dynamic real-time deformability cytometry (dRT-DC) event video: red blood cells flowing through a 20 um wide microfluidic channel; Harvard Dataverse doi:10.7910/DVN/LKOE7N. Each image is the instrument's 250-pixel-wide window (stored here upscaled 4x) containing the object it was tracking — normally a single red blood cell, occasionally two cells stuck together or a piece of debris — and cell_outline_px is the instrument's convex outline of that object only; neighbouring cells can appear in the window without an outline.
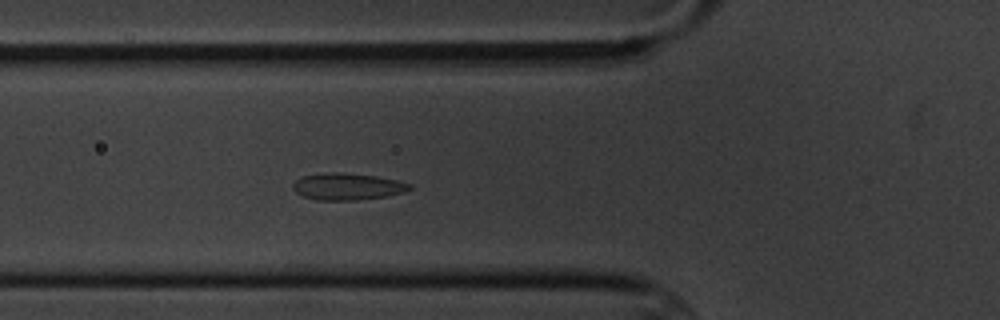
{"species": "common noctule bat (a hibernating species)", "species_latin": "Nyctalus noctula", "temperature_condition": "cold", "stored_images_in_passage": 5, "camera_frame_rate_fps": 3000, "um_per_image_px": 0.085, "animal": {"sex": "male", "body_mass_g": 20.1, "forearm_length_mm": 53.5}, "frame": {"image": 1, "passage_image": 5, "time_ms": 5.667, "image_size_px": [1000, 320], "cell_outline_px": [[412, 188], [404, 192], [388, 196], [356, 200], [316, 200], [304, 196], [296, 192], [292, 188], [292, 184], [296, 180], [304, 176], [332, 172], [344, 172], [376, 176], [396, 180], [412, 184]], "centroid_in_image_um": [29.55, 15.86], "position_along_channel_um": 96.3, "area_um2": 18.21}}